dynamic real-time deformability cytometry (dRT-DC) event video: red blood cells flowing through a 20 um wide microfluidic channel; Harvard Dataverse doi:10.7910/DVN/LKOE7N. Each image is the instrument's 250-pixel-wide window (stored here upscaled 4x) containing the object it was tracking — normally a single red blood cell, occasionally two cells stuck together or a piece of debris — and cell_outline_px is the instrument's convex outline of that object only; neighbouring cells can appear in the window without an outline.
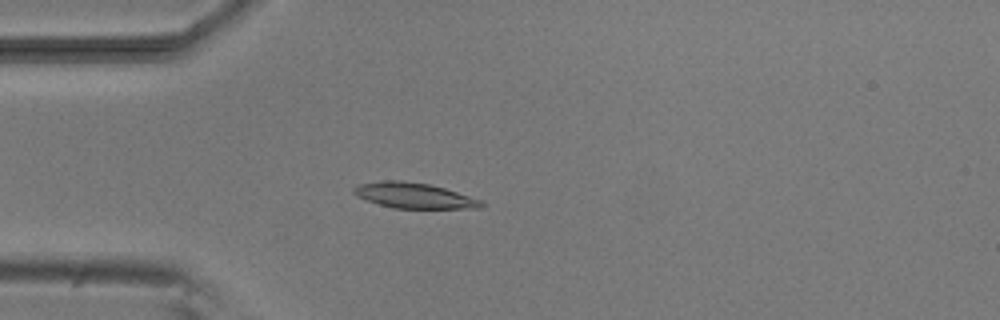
{"species": "common noctule bat (a hibernating species)", "species_latin": "Nyctalus noctula", "temperature_condition": "room temperature", "stored_images_in_passage": 4, "camera_frame_rate_fps": 3000, "um_per_image_px": 0.085, "animal": {"sex": "male", "body_mass_g": 20.5, "forearm_length_mm": 52.5}, "frame": {"image": 1, "passage_image": 3, "time_ms": 2.333, "image_size_px": [1000, 320], "cell_outline_px": [[488, 204], [484, 208], [392, 208], [356, 196], [352, 192], [352, 188], [356, 184], [380, 180], [400, 180], [428, 184], [444, 188], [480, 200]], "centroid_in_image_um": [35.16, 16.61], "position_along_channel_um": 49.8, "area_um2": 18.96}}